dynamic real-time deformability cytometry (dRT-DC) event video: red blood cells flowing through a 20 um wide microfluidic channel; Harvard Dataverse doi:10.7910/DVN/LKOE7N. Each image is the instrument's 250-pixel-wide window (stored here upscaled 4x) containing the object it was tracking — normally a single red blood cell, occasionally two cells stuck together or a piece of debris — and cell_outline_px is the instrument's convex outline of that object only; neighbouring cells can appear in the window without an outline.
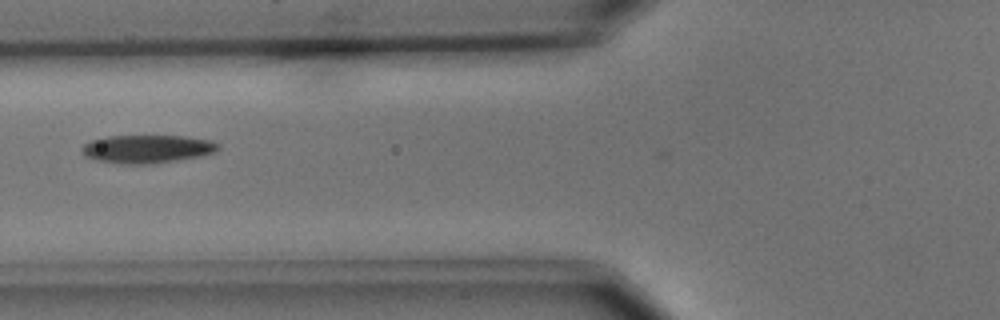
{"species": "common noctule bat (a hibernating species)", "species_latin": "Nyctalus noctula", "temperature_condition": "cold", "stored_images_in_passage": 29, "camera_frame_rate_fps": 3000, "um_per_image_px": 0.085, "animal": {"sex": "male", "body_mass_g": 15.6}, "frame": {"image": 1, "passage_image": 2, "time_ms": 0.333, "image_size_px": [1000, 320], "cell_outline_px": [[220, 148], [216, 152], [200, 156], [176, 160], [148, 164], [124, 164], [96, 160], [84, 156], [80, 152], [80, 148], [84, 144], [92, 140], [108, 136], [184, 136], [212, 140], [220, 144]], "centroid_in_image_um": [12.51, 12.66], "position_along_channel_um": 113.3, "area_um2": 22.48}}
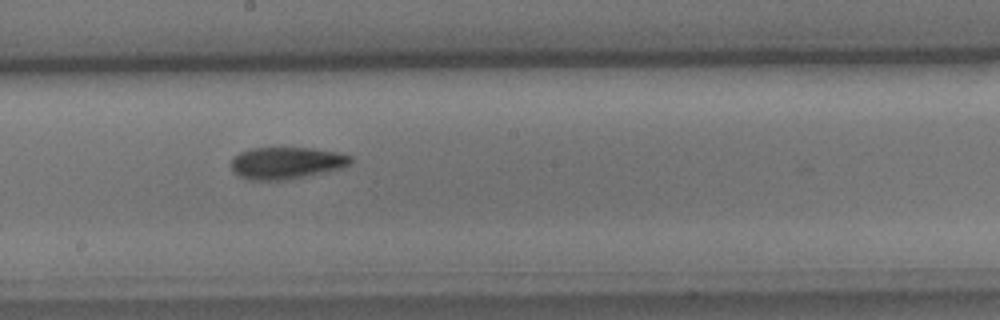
{"frame": {"image": 2, "passage_image": 11, "time_ms": 3.333, "image_size_px": [1000, 320], "cell_outline_px": [[352, 160], [344, 168], [284, 180], [256, 180], [240, 176], [232, 168], [232, 160], [240, 152], [252, 148], [312, 148], [340, 152], [352, 156]], "centroid_in_image_um": [24.4, 13.84], "position_along_channel_um": 223.8, "area_um2": 21.96}}
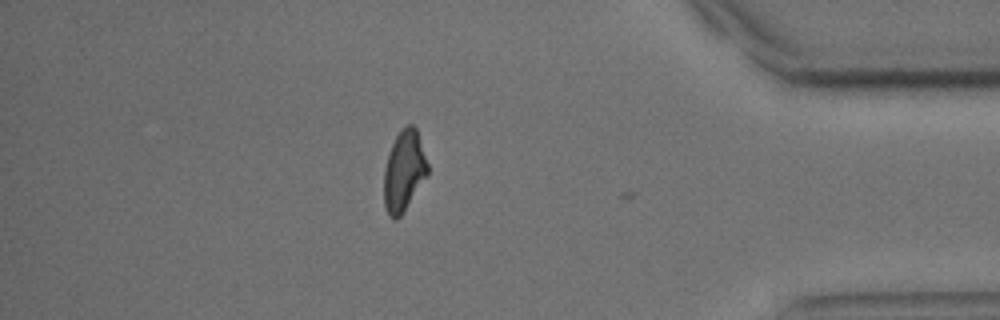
{"frame": {"image": 3, "passage_image": 28, "time_ms": 9.0, "image_size_px": [1000, 320], "cell_outline_px": [[428, 176], [400, 216], [396, 220], [388, 216], [384, 204], [384, 168], [388, 152], [396, 136], [408, 124], [412, 124], [416, 128], [428, 164]], "centroid_in_image_um": [34.33, 14.55], "position_along_channel_um": 400.9, "area_um2": 20.52}, "authors_computed_cell_mechanics": {"area_um2": 21.964, "velocity_mm_per_s": 3.6744, "shape_relaxation_time_tau1_ms": 4.0538, "shape_relaxation_time_tau2_ms": null, "deformation_change_tau1": 0.1338, "deformation_change_tau2": null}}